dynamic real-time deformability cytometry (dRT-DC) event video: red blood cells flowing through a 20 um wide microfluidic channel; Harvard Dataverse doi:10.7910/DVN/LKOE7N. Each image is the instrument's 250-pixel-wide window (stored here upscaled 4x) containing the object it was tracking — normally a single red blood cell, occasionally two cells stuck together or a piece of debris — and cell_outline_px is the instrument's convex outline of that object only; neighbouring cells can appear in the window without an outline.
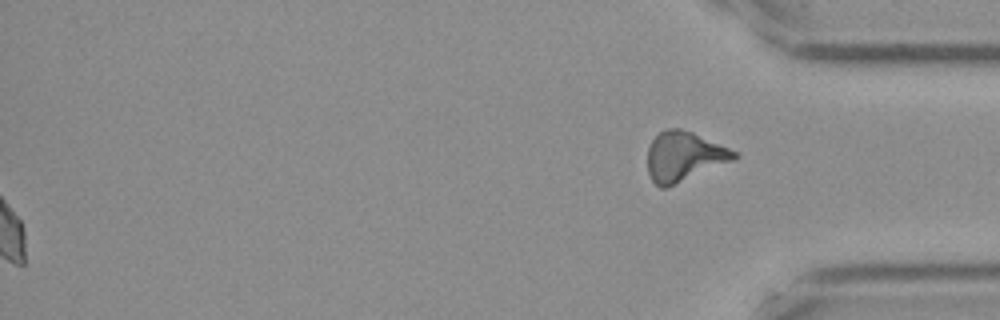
{"species": "Egyptian fruit bat (a non-hibernating species)", "species_latin": "Rousettus aegyptiacus", "temperature_condition": "cold", "stored_images_in_passage": 58, "segment_of_instrument_passage": [2, 2], "camera_frame_rate_fps": 3000, "um_per_image_px": 0.085, "frame": {"image": 1, "passage_image": 58, "time_ms": 19.0, "image_size_px": [1000, 320], "cell_outline_px": [[740, 156], [736, 160], [664, 188], [660, 188], [652, 180], [648, 172], [648, 148], [652, 140], [664, 128], [680, 128], [692, 132], [728, 148], [736, 152]], "centroid_in_image_um": [58.14, 13.29], "position_along_channel_um": 377.1, "area_um2": 24.85}}